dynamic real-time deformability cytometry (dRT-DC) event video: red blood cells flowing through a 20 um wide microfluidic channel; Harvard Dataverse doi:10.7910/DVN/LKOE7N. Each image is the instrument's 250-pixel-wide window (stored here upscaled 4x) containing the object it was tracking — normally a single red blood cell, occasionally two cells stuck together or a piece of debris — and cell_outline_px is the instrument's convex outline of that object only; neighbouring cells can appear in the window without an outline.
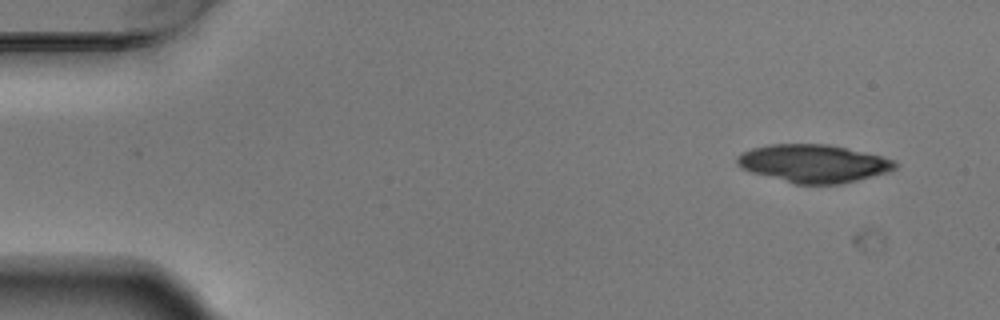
{"species": "Egyptian fruit bat (a non-hibernating species)", "species_latin": "Rousettus aegyptiacus", "temperature_condition": "warm", "stored_images_in_passage": 6, "camera_frame_rate_fps": 3000, "um_per_image_px": 0.085, "animal": {"sex": "male"}, "frame": {"image": 1, "passage_image": 1, "time_ms": 0.0, "image_size_px": [1000, 320], "cell_outline_px": [[900, 164], [896, 168], [888, 172], [840, 184], [796, 184], [752, 172], [740, 168], [736, 164], [736, 156], [740, 152], [752, 148], [768, 144], [828, 144], [880, 156], [896, 160]], "centroid_in_image_um": [69.12, 13.89], "position_along_channel_um": 15.9, "area_um2": 34.91}}
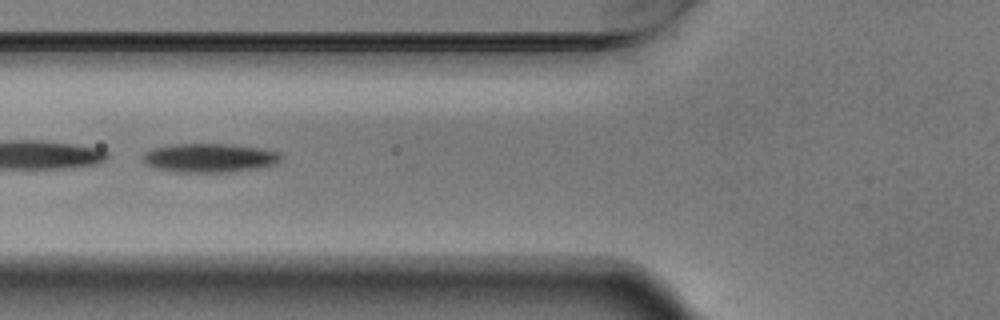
{"frame": {"image": 2, "passage_image": 5, "time_ms": 1.333, "image_size_px": [1000, 320], "cell_outline_px": [[280, 160], [276, 164], [232, 172], [176, 172], [152, 168], [140, 160], [140, 156], [144, 152], [152, 148], [168, 144], [232, 144], [260, 148], [280, 152]], "centroid_in_image_um": [17.71, 13.41], "position_along_channel_um": 108.1, "area_um2": 23.58}}
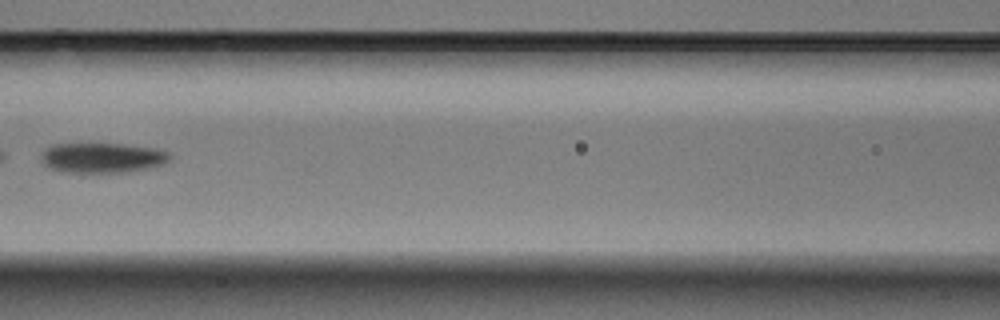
{"frame": {"image": 3, "passage_image": 6, "time_ms": 1.667, "image_size_px": [1000, 320], "cell_outline_px": [[172, 160], [164, 164], [148, 168], [124, 172], [64, 172], [48, 168], [40, 160], [40, 152], [44, 148], [52, 144], [120, 144], [156, 148], [168, 152], [172, 156]], "centroid_in_image_um": [8.67, 13.41], "position_along_channel_um": 157.9, "area_um2": 22.77}}